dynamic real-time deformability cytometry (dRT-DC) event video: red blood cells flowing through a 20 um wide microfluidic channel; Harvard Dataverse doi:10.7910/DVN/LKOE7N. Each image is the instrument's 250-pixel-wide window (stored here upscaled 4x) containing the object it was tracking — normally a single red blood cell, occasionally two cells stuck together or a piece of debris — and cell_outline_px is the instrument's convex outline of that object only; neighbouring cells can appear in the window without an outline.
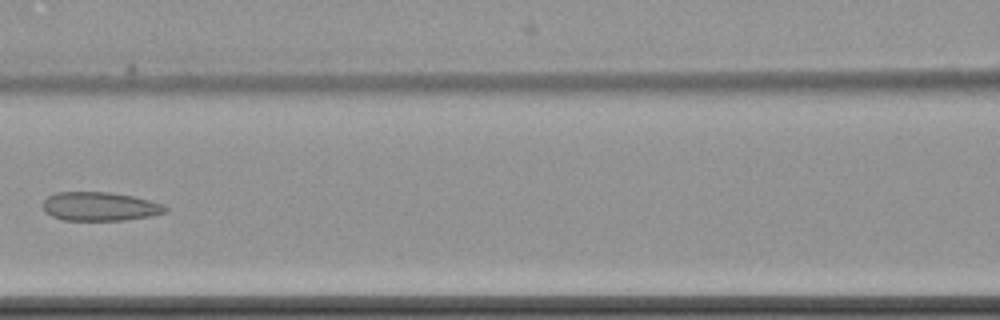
{"species": "common noctule bat (a hibernating species)", "species_latin": "Nyctalus noctula", "temperature_condition": "cold", "stored_images_in_passage": 8, "camera_frame_rate_fps": 3000, "um_per_image_px": 0.085, "animal": {"sex": "female", "body_mass_g": 22.7, "forearm_length_mm": 54.2}, "frame": {"image": 1, "passage_image": 8, "time_ms": 8.667, "image_size_px": [1000, 320], "cell_outline_px": [[168, 212], [152, 216], [124, 220], [64, 220], [52, 216], [44, 208], [44, 200], [48, 196], [56, 192], [112, 192], [132, 196], [164, 204], [168, 208]], "centroid_in_image_um": [8.54, 17.54], "position_along_channel_um": 158.1, "area_um2": 20.52}}